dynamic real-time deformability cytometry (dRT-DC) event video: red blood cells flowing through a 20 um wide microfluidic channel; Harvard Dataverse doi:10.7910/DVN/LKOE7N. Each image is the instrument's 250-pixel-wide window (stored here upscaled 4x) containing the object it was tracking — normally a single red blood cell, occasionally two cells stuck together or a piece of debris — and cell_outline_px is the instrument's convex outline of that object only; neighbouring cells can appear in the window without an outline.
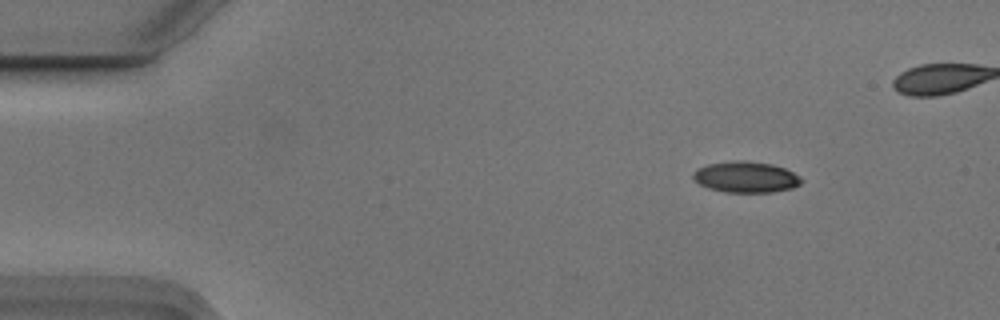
{"species": "Egyptian fruit bat (a non-hibernating species)", "species_latin": "Rousettus aegyptiacus", "temperature_condition": "cold", "stored_images_in_passage": 43, "camera_frame_rate_fps": 3000, "um_per_image_px": 0.085, "animal": {"sex": "male"}, "frame": {"image": 1, "passage_image": 1, "time_ms": 0.0, "image_size_px": [1000, 320], "cell_outline_px": [[804, 180], [800, 184], [792, 188], [772, 192], [724, 192], [708, 188], [700, 184], [692, 176], [692, 172], [696, 168], [708, 164], [736, 160], [744, 160], [772, 164], [784, 168], [800, 176]], "centroid_in_image_um": [63.39, 15.04], "position_along_channel_um": 21.6, "area_um2": 19.65}}
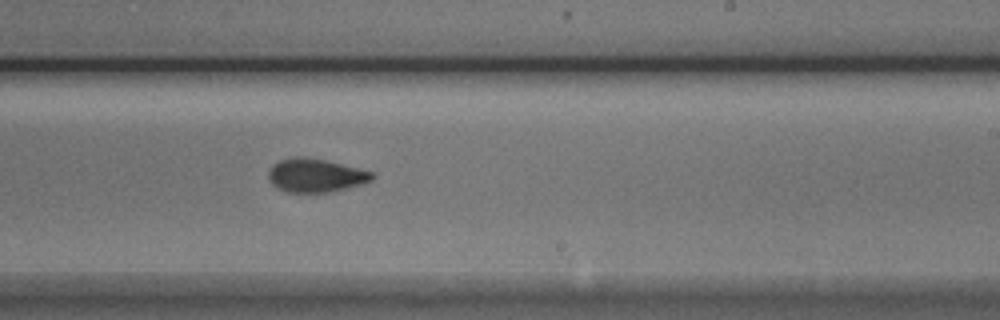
{"frame": {"image": 2, "passage_image": 27, "time_ms": 8.667, "image_size_px": [1000, 320], "cell_outline_px": [[376, 176], [372, 180], [332, 192], [288, 192], [276, 188], [268, 180], [268, 172], [272, 164], [280, 160], [296, 156], [304, 156], [328, 160], [372, 172]], "centroid_in_image_um": [26.78, 14.89], "position_along_channel_um": 262.2, "area_um2": 20.35}}
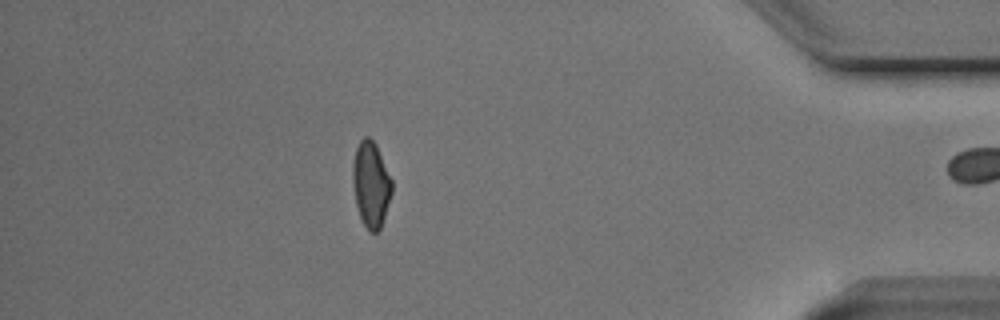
{"frame": {"image": 3, "passage_image": 42, "time_ms": 13.667, "image_size_px": [1000, 320], "cell_outline_px": [[392, 192], [380, 228], [376, 232], [368, 232], [360, 216], [356, 204], [352, 180], [352, 164], [356, 148], [360, 140], [364, 136], [368, 136], [376, 144], [392, 180]], "centroid_in_image_um": [31.52, 15.64], "position_along_channel_um": 403.7, "area_um2": 19.42}, "authors_computed_cell_mechanics": {"area_um2": 20.3456, "velocity_mm_per_s": 3.7419, "shape_relaxation_time_tau1_ms": 4.2073, "shape_relaxation_time_tau2_ms": 2.3387, "deformation_change_tau1": 0.135, "deformation_change_tau2": 0.0786}}